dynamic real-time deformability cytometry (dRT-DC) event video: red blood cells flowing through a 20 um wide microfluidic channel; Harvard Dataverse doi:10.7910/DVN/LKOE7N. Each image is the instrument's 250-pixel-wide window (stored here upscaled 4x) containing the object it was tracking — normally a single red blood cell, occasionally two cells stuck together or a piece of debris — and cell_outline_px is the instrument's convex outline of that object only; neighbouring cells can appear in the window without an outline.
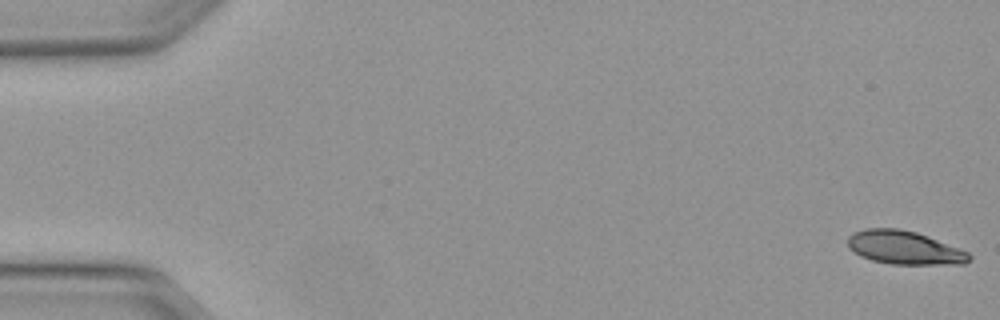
{"species": "Egyptian fruit bat (a non-hibernating species)", "species_latin": "Rousettus aegyptiacus", "temperature_condition": "warm", "stored_images_in_passage": 13, "camera_frame_rate_fps": 3000, "um_per_image_px": 0.085, "animal": {"sex": "female"}, "frame": {"image": 1, "passage_image": 1, "time_ms": 0.0, "image_size_px": [1000, 320], "cell_outline_px": [[972, 260], [964, 264], [892, 264], [872, 260], [860, 256], [848, 248], [848, 236], [852, 232], [864, 228], [900, 228], [916, 232], [960, 248], [968, 252], [972, 256]], "centroid_in_image_um": [76.87, 21.04], "position_along_channel_um": 8.1, "area_um2": 23.87}}